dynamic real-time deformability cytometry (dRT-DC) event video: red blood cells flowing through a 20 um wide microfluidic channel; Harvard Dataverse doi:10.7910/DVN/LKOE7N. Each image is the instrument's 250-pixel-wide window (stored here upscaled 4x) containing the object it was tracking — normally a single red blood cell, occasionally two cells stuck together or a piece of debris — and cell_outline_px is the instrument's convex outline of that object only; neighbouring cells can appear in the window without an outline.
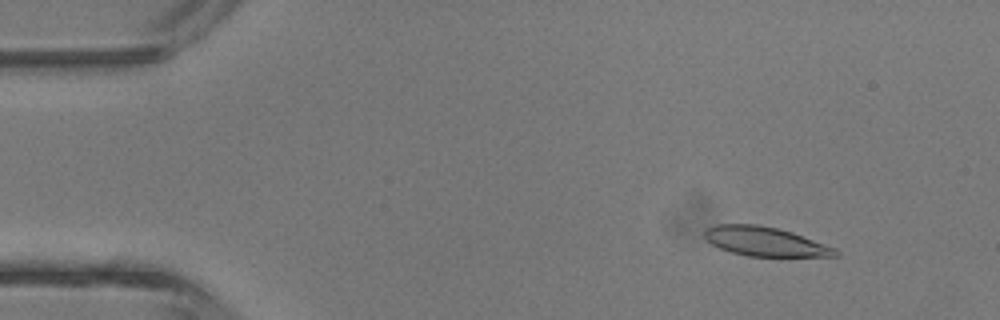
{"species": "common noctule bat (a hibernating species)", "species_latin": "Nyctalus noctula", "temperature_condition": "room temperature", "stored_images_in_passage": 3, "camera_frame_rate_fps": 3000, "um_per_image_px": 0.085, "animal": {"sex": "male", "body_mass_g": 13.3}, "frame": {"image": 1, "passage_image": 1, "time_ms": 0.0, "image_size_px": [1000, 320], "cell_outline_px": [[840, 252], [836, 256], [748, 256], [732, 252], [720, 248], [712, 244], [704, 236], [704, 232], [708, 228], [716, 224], [756, 224], [776, 228], [792, 232], [836, 248]], "centroid_in_image_um": [65.04, 20.52], "position_along_channel_um": 20.0, "area_um2": 22.02}}